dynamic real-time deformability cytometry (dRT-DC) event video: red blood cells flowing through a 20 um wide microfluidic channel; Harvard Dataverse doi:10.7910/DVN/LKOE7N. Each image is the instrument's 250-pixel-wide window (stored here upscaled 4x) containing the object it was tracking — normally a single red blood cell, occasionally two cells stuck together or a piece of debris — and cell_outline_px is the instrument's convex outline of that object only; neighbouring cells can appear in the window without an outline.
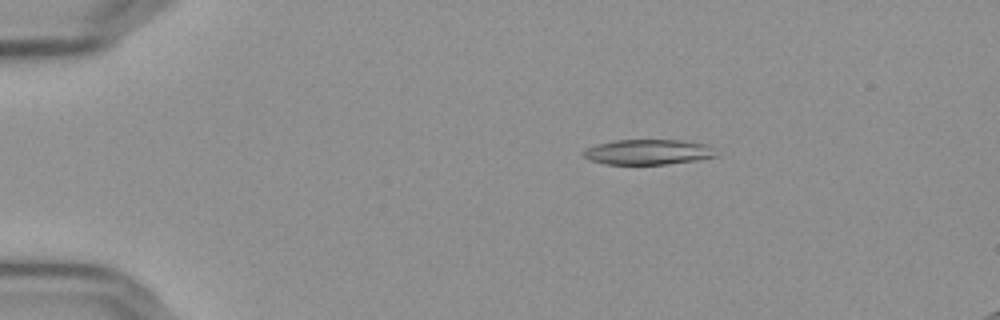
{"species": "Egyptian fruit bat (a non-hibernating species)", "species_latin": "Rousettus aegyptiacus", "temperature_condition": "cold", "stored_images_in_passage": 48, "camera_frame_rate_fps": 3000, "um_per_image_px": 0.085, "frame": {"image": 1, "passage_image": 2, "time_ms": 0.333, "image_size_px": [1000, 320], "cell_outline_px": [[716, 156], [696, 160], [664, 164], [608, 164], [592, 160], [584, 156], [584, 152], [588, 148], [596, 144], [616, 140], [680, 140], [704, 144]], "centroid_in_image_um": [55.03, 12.92], "position_along_channel_um": 30.0, "area_um2": 18.84}}
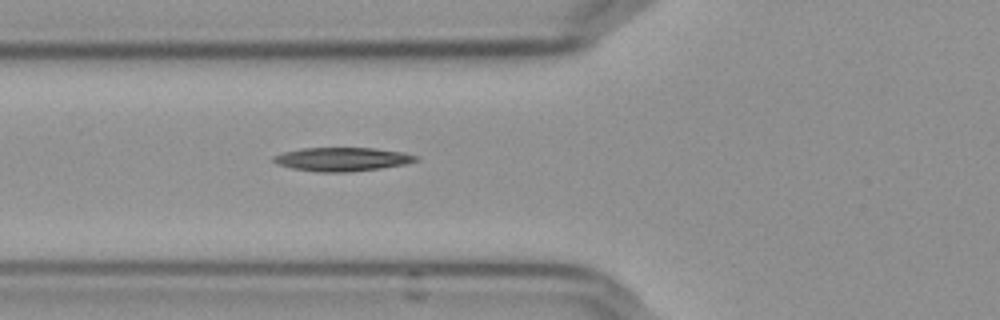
{"frame": {"image": 2, "passage_image": 13, "time_ms": 4.0, "image_size_px": [1000, 320], "cell_outline_px": [[420, 160], [404, 164], [380, 168], [348, 172], [320, 172], [292, 168], [280, 164], [272, 160], [272, 156], [284, 152], [300, 148], [372, 148], [404, 152], [416, 156]], "centroid_in_image_um": [29.09, 13.53], "position_along_channel_um": 96.7, "area_um2": 19.48}}
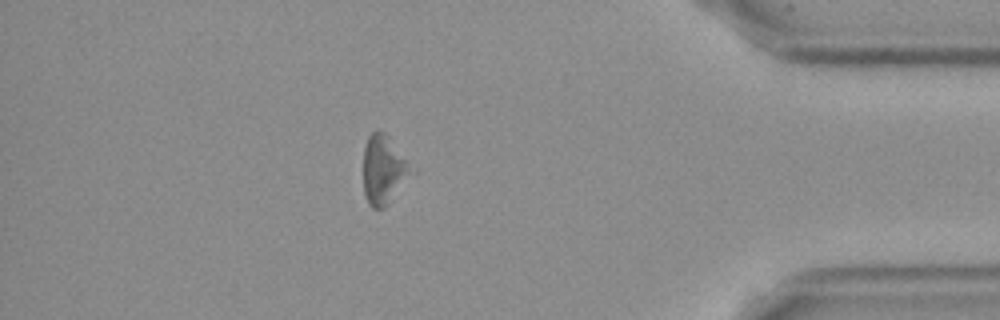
{"frame": {"image": 3, "passage_image": 41, "time_ms": 13.333, "image_size_px": [1000, 320], "cell_outline_px": [[408, 172], [384, 208], [372, 208], [368, 204], [364, 192], [364, 148], [368, 136], [376, 128], [380, 128], [384, 132], [404, 160], [408, 168]], "centroid_in_image_um": [32.46, 14.39], "position_along_channel_um": 402.7, "area_um2": 17.63}, "authors_computed_cell_mechanics": {"area_um2": 19.1896, "velocity_mm_per_s": 3.6321, "shape_relaxation_time_tau1_ms": 5.0957, "shape_relaxation_time_tau2_ms": null, "deformation_change_tau1": 0.1247, "deformation_change_tau2": null}}